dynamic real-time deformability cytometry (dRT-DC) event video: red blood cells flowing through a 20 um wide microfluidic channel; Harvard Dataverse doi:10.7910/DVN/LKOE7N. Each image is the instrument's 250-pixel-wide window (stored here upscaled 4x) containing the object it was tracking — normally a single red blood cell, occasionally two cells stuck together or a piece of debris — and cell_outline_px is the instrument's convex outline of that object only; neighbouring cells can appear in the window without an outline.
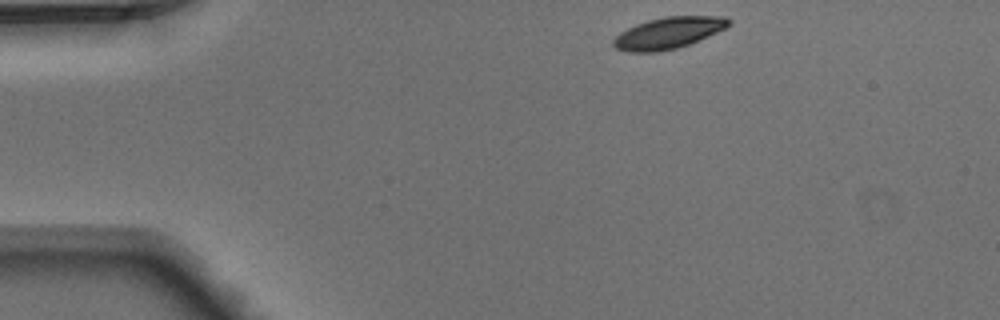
{"species": "Egyptian fruit bat (a non-hibernating species)", "species_latin": "Rousettus aegyptiacus", "temperature_condition": "warm", "stored_images_in_passage": 3, "camera_frame_rate_fps": 3000, "um_per_image_px": 0.085, "animal": {"sex": "male"}, "frame": {"image": 1, "passage_image": 1, "time_ms": 0.0, "image_size_px": [1000, 320], "cell_outline_px": [[732, 24], [716, 32], [688, 44], [676, 48], [656, 52], [628, 52], [616, 48], [612, 44], [612, 40], [620, 32], [636, 24], [648, 20], [664, 16], [724, 16], [732, 20]], "centroid_in_image_um": [56.79, 2.79], "position_along_channel_um": 28.2, "area_um2": 21.04}}
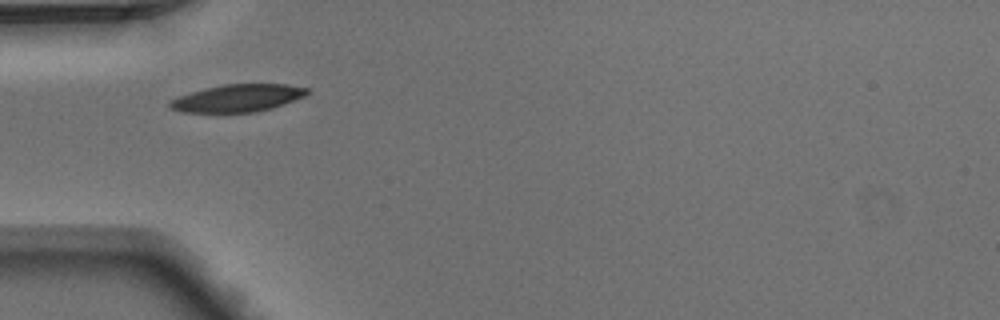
{"frame": {"image": 2, "passage_image": 3, "time_ms": 0.667, "image_size_px": [1000, 320], "cell_outline_px": [[308, 92], [304, 96], [272, 108], [256, 112], [184, 112], [172, 108], [168, 104], [168, 100], [192, 92], [224, 84], [288, 84], [308, 88]], "centroid_in_image_um": [20.21, 8.34], "position_along_channel_um": 64.8, "area_um2": 21.62}}